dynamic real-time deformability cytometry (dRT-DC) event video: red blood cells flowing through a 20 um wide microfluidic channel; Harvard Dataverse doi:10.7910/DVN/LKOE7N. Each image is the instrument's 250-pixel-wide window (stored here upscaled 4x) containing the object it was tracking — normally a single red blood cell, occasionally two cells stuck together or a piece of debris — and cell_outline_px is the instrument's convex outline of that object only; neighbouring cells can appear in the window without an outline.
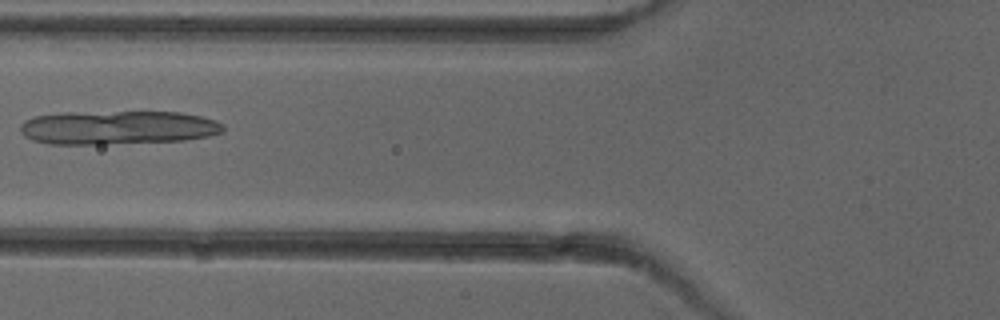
{"species": "common noctule bat (a hibernating species)", "species_latin": "Nyctalus noctula", "temperature_condition": "cold", "stored_images_in_passage": 3, "camera_frame_rate_fps": 3000, "um_per_image_px": 0.085, "animal": {"sex": "female"}, "frame": {"image": 1, "passage_image": 3, "time_ms": 2.333, "image_size_px": [1000, 320], "cell_outline_px": [[224, 132], [208, 136], [184, 140], [104, 144], [48, 144], [32, 140], [24, 136], [20, 132], [20, 124], [24, 120], [36, 116], [68, 112], [180, 112], [200, 116], [216, 120], [224, 124]], "centroid_in_image_um": [10.0, 10.84], "position_along_channel_um": 115.8, "area_um2": 40.11}}